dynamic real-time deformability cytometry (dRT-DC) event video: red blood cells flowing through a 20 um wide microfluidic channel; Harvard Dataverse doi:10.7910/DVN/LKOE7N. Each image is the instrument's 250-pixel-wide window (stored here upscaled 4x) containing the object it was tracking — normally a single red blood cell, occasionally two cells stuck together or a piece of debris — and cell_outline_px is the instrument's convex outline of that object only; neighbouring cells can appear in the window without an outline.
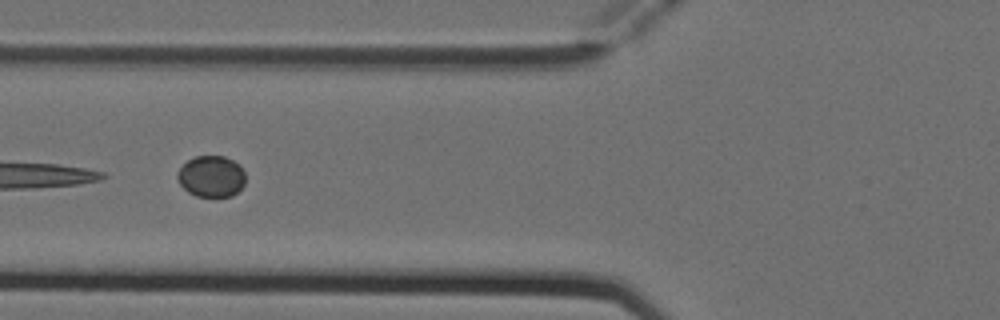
{"species": "Egyptian fruit bat (a non-hibernating species)", "species_latin": "Rousettus aegyptiacus", "temperature_condition": "cold", "stored_images_in_passage": 8, "camera_frame_rate_fps": 3000, "um_per_image_px": 0.085, "animal": {"sex": "female"}, "frame": {"image": 1, "passage_image": 5, "time_ms": 1.333, "image_size_px": [1000, 320], "cell_outline_px": [[244, 184], [232, 196], [196, 196], [188, 192], [180, 184], [176, 176], [180, 168], [188, 160], [196, 156], [224, 156], [240, 164], [244, 172]], "centroid_in_image_um": [17.96, 14.98], "position_along_channel_um": 107.8, "area_um2": 16.24}}
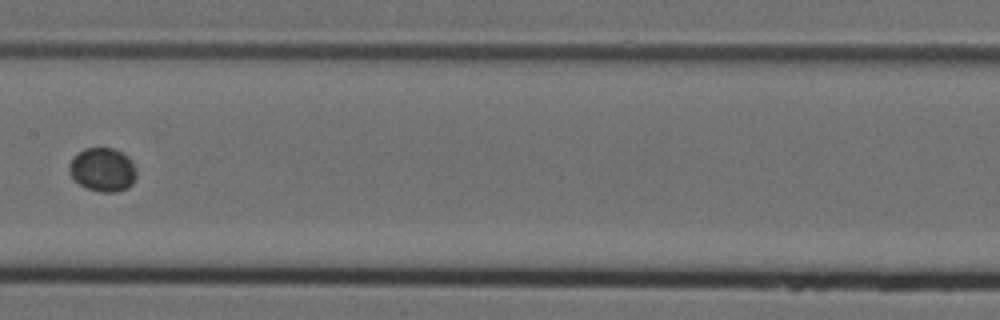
{"frame": {"image": 2, "passage_image": 7, "time_ms": 2.0, "image_size_px": [1000, 320], "cell_outline_px": [[136, 176], [132, 184], [128, 188], [116, 192], [100, 192], [88, 188], [80, 184], [68, 172], [68, 168], [72, 160], [84, 148], [112, 148], [128, 156], [136, 168]], "centroid_in_image_um": [8.76, 14.43], "position_along_channel_um": 198.6, "area_um2": 16.94}}
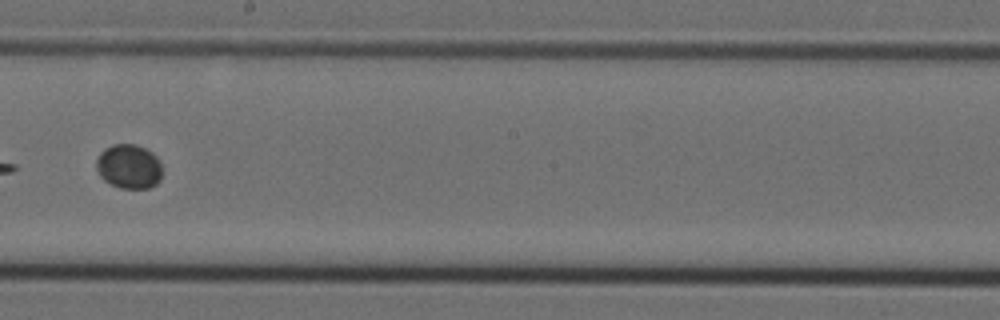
{"frame": {"image": 3, "passage_image": 8, "time_ms": 2.333, "image_size_px": [1000, 320], "cell_outline_px": [[164, 172], [160, 180], [156, 184], [148, 188], [120, 188], [104, 180], [100, 176], [96, 168], [96, 156], [104, 148], [112, 144], [136, 144], [152, 152], [160, 160]], "centroid_in_image_um": [10.97, 14.14], "position_along_channel_um": 237.2, "area_um2": 17.4}}